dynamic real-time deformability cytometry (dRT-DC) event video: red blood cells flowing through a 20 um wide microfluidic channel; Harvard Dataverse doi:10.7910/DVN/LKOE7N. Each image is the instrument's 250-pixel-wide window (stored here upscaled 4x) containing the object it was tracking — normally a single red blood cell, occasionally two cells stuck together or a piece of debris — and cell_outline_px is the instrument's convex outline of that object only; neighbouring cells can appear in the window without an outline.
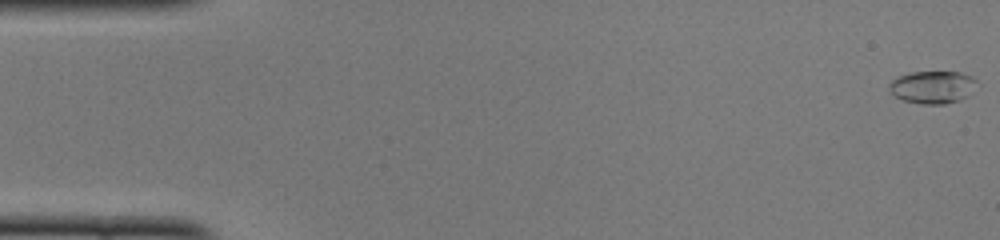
{"species": "common noctule bat (a hibernating species)", "species_latin": "Nyctalus noctula", "temperature_condition": "cold", "stored_images_in_passage": 51, "camera_frame_rate_fps": 3000, "um_per_image_px": 0.085, "animal": {"sex": "female", "body_mass_g": 22.0, "forearm_length_mm": 56.7}, "frame": {"image": 1, "passage_image": 1, "time_ms": 0.0, "image_size_px": [1000, 240], "cell_outline_px": [[980, 84], [968, 96], [960, 100], [944, 104], [920, 104], [904, 100], [896, 96], [888, 88], [888, 84], [892, 80], [900, 76], [912, 72], [960, 72], [972, 76]], "centroid_in_image_um": [79.33, 7.4], "position_along_channel_um": 5.7, "area_um2": 16.76}}
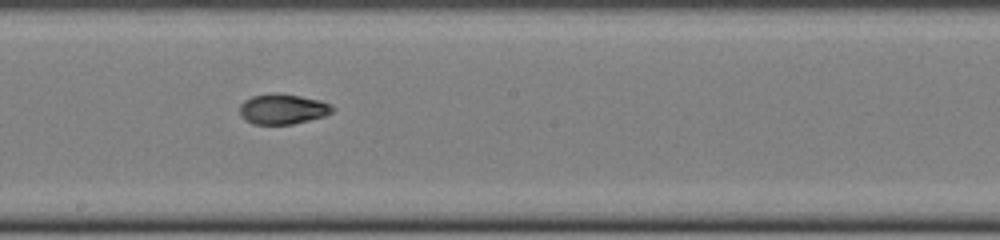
{"frame": {"image": 2, "passage_image": 28, "time_ms": 9.0, "image_size_px": [1000, 240], "cell_outline_px": [[336, 108], [332, 112], [324, 116], [292, 124], [252, 124], [244, 120], [240, 116], [240, 104], [244, 100], [252, 96], [276, 92], [280, 92], [320, 100]], "centroid_in_image_um": [24.0, 9.26], "position_along_channel_um": 224.2, "area_um2": 16.47}}
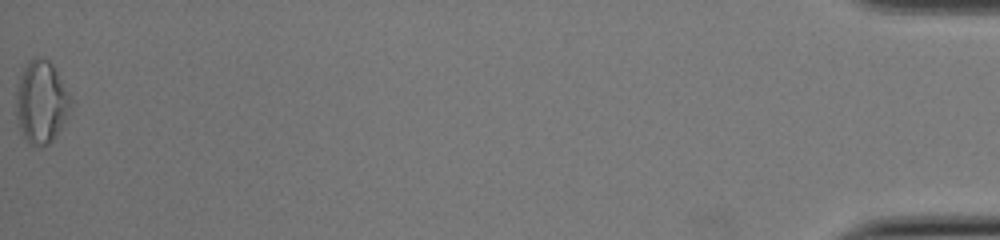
{"frame": {"image": 3, "passage_image": 51, "time_ms": 16.667, "image_size_px": [1000, 240], "cell_outline_px": [[72, 104], [56, 136], [44, 148], [36, 148], [24, 136], [20, 128], [16, 116], [16, 84], [28, 60], [32, 56], [44, 56], [52, 64], [72, 100]], "centroid_in_image_um": [3.48, 8.65], "position_along_channel_um": 431.7, "area_um2": 26.3}, "authors_computed_cell_mechanics": {"area_um2": 16.5308, "velocity_mm_per_s": 4.0079, "shape_relaxation_time_tau1_ms": 10.1283, "shape_relaxation_time_tau2_ms": 1.6536, "deformation_change_tau1": 0.2868, "deformation_change_tau2": 0.0567}}